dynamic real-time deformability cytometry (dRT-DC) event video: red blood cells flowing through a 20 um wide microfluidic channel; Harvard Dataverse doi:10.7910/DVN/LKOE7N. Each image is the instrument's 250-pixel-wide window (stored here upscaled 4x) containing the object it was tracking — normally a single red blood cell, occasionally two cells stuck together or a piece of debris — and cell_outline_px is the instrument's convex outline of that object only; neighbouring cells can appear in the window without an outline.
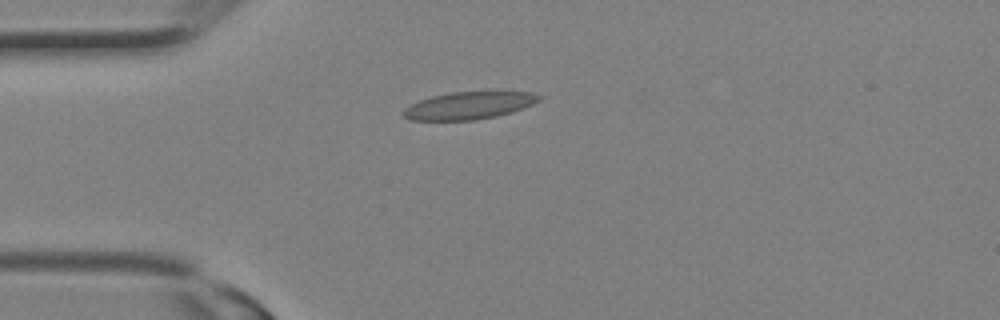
{"species": "Egyptian fruit bat (a non-hibernating species)", "species_latin": "Rousettus aegyptiacus", "temperature_condition": "room temperature", "stored_images_in_passage": 11, "camera_frame_rate_fps": 3000, "um_per_image_px": 0.085, "animal": {"sex": "female"}, "frame": {"image": 1, "passage_image": 8, "time_ms": 2.333, "image_size_px": [1000, 320], "cell_outline_px": [[544, 96], [540, 100], [532, 104], [512, 112], [496, 116], [476, 120], [408, 120], [400, 112], [404, 108], [420, 100], [432, 96], [452, 92], [532, 92]], "centroid_in_image_um": [39.85, 8.97], "position_along_channel_um": 45.1, "area_um2": 21.62}}
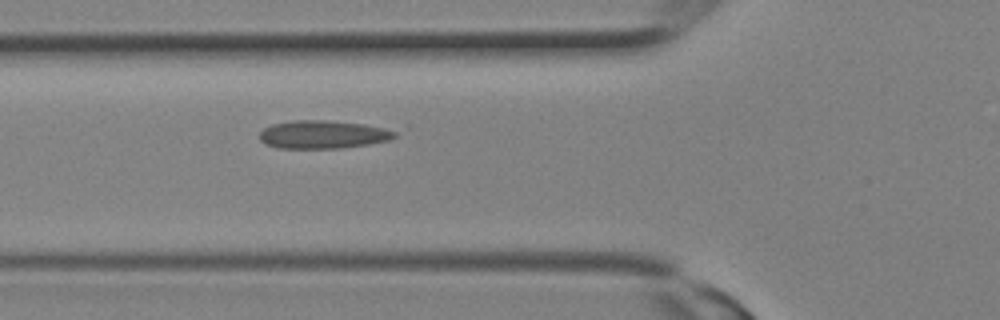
{"frame": {"image": 2, "passage_image": 11, "time_ms": 3.333, "image_size_px": [1000, 320], "cell_outline_px": [[412, 124], [408, 128], [396, 136], [388, 140], [368, 144], [336, 148], [280, 148], [264, 144], [260, 140], [260, 132], [264, 128], [272, 124], [292, 120], [324, 120]], "centroid_in_image_um": [27.9, 11.36], "position_along_channel_um": 97.9, "area_um2": 24.22}}